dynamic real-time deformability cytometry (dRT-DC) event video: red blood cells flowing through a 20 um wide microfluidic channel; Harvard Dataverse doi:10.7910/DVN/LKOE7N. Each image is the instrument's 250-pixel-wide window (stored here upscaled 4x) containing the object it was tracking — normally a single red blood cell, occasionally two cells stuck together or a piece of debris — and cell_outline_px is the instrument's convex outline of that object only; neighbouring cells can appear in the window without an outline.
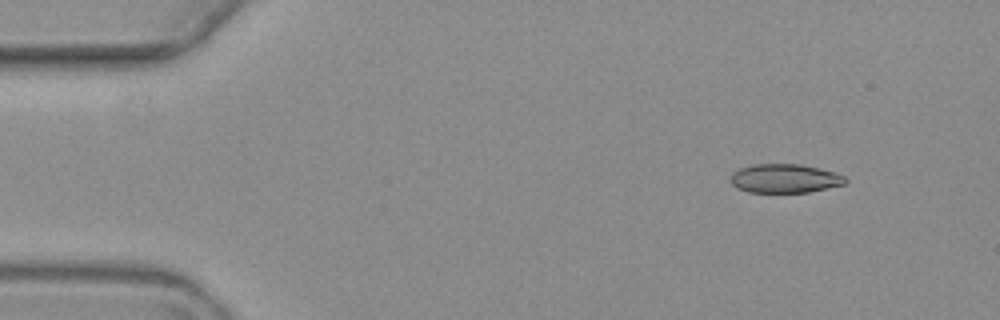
{"species": "common noctule bat (a hibernating species)", "species_latin": "Nyctalus noctula", "temperature_condition": "warm", "stored_images_in_passage": 4, "camera_frame_rate_fps": 3000, "um_per_image_px": 0.085, "animal": {"sex": "female", "body_mass_g": 19.3, "forearm_length_mm": 54.1}, "frame": {"image": 1, "passage_image": 1, "time_ms": 0.0, "image_size_px": [1000, 320], "cell_outline_px": [[848, 180], [844, 184], [808, 192], [748, 192], [736, 188], [728, 180], [732, 172], [740, 168], [752, 164], [800, 164], [820, 168], [836, 172], [844, 176]], "centroid_in_image_um": [66.67, 15.16], "position_along_channel_um": 18.3, "area_um2": 19.48}}
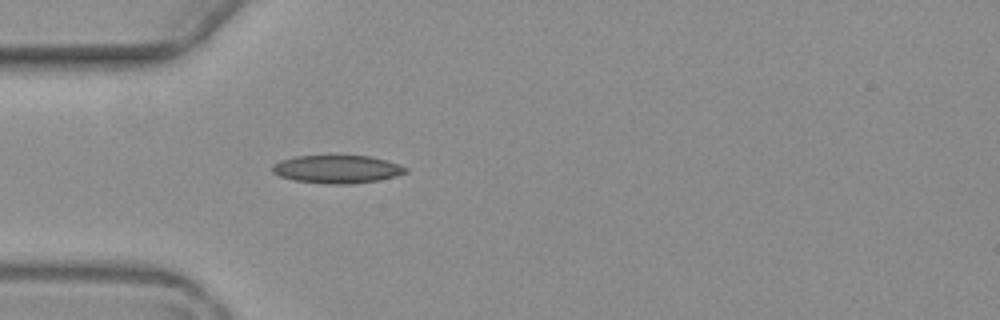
{"frame": {"image": 2, "passage_image": 4, "time_ms": 3.667, "image_size_px": [1000, 320], "cell_outline_px": [[408, 172], [396, 176], [376, 180], [352, 184], [324, 184], [292, 180], [280, 176], [272, 172], [272, 164], [280, 160], [296, 156], [372, 156], [400, 164], [408, 168]], "centroid_in_image_um": [28.65, 14.38], "position_along_channel_um": 56.4, "area_um2": 21.91}}